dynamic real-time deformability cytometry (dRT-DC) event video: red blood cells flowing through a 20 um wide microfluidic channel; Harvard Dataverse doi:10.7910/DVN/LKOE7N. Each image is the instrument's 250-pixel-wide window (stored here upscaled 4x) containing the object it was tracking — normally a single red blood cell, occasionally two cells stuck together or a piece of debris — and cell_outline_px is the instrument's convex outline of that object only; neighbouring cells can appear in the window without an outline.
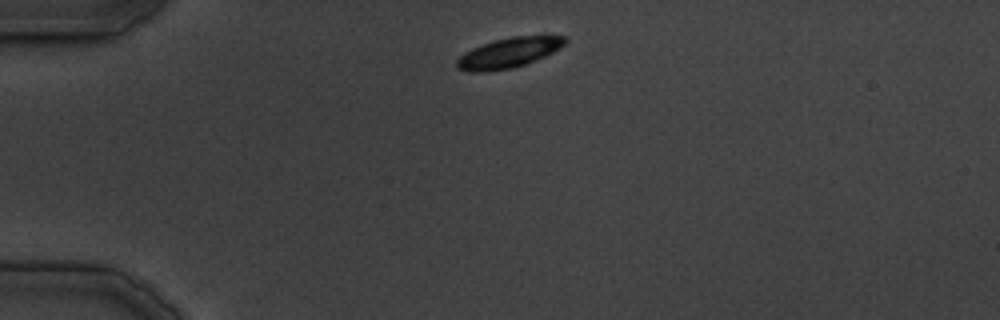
{"species": "common noctule bat (a hibernating species)", "species_latin": "Nyctalus noctula", "temperature_condition": "cold", "stored_images_in_passage": 8, "camera_frame_rate_fps": 3000, "um_per_image_px": 0.085, "animal": {"sex": "male", "body_mass_g": 19.5, "forearm_length_mm": 54.6}, "frame": {"image": 1, "passage_image": 1, "time_ms": 0.0, "image_size_px": [1000, 320], "cell_outline_px": [[568, 40], [560, 48], [544, 56], [524, 64], [512, 68], [488, 72], [468, 72], [456, 68], [456, 60], [464, 52], [472, 48], [496, 40], [512, 36], [568, 36]], "centroid_in_image_um": [43.21, 4.5], "position_along_channel_um": 41.8, "area_um2": 18.84}}